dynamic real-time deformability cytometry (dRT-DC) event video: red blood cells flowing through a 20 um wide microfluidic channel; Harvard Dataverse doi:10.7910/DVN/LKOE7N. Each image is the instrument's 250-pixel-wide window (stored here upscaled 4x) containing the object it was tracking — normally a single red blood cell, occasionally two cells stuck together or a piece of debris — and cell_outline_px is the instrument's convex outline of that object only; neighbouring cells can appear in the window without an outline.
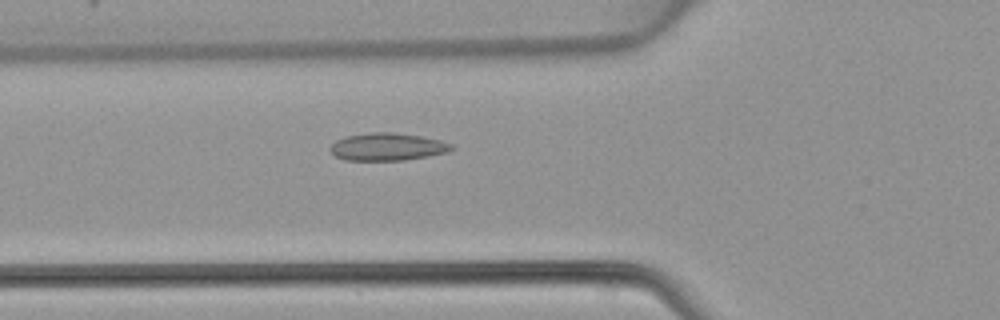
{"species": "common noctule bat (a hibernating species)", "species_latin": "Nyctalus noctula", "temperature_condition": "warm", "stored_images_in_passage": 48, "camera_frame_rate_fps": 3000, "um_per_image_px": 0.085, "animal": {"sex": "female", "body_mass_g": 22.7, "forearm_length_mm": 54.2}, "frame": {"image": 1, "passage_image": 18, "time_ms": 5.667, "image_size_px": [1000, 320], "cell_outline_px": [[456, 148], [448, 152], [428, 156], [404, 160], [344, 160], [336, 156], [328, 148], [336, 140], [348, 136], [372, 132], [392, 132], [420, 136], [440, 140], [452, 144]], "centroid_in_image_um": [32.95, 12.48], "position_along_channel_um": 92.8, "area_um2": 19.42}}
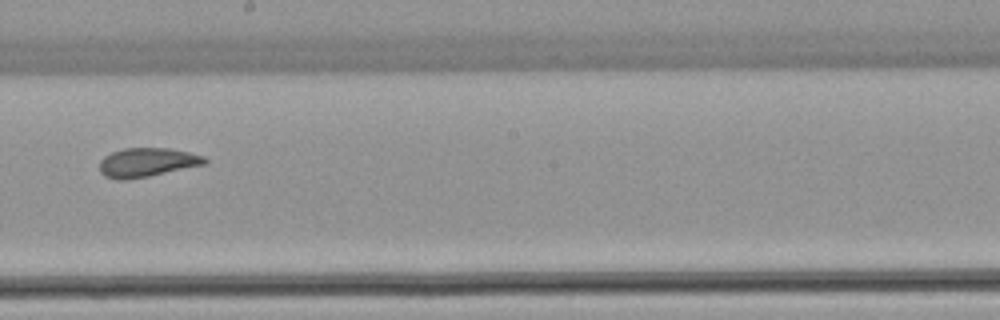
{"frame": {"image": 2, "passage_image": 28, "time_ms": 9.0, "image_size_px": [1000, 320], "cell_outline_px": [[208, 164], [148, 176], [124, 180], [116, 180], [104, 176], [100, 172], [100, 160], [104, 156], [112, 152], [124, 148], [168, 148], [188, 152], [204, 156], [208, 160]], "centroid_in_image_um": [12.5, 13.8], "position_along_channel_um": 235.7, "area_um2": 17.86}}
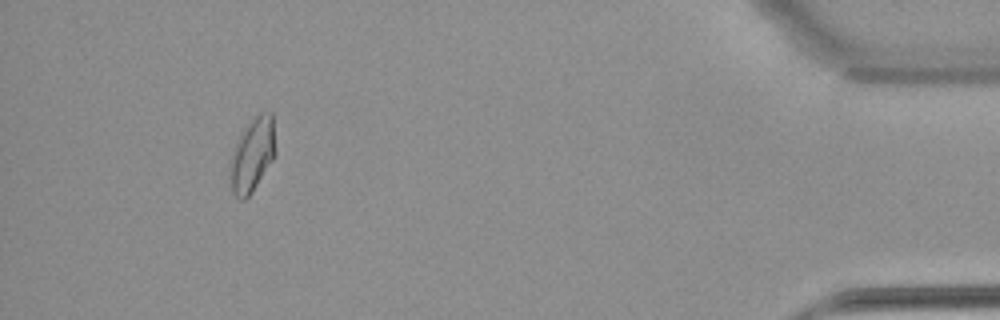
{"frame": {"image": 3, "passage_image": 45, "time_ms": 14.667, "image_size_px": [1000, 320], "cell_outline_px": [[276, 156], [252, 192], [244, 200], [240, 200], [232, 192], [228, 176], [228, 164], [236, 140], [240, 132], [260, 112], [272, 112], [276, 152]], "centroid_in_image_um": [21.42, 13.18], "position_along_channel_um": 413.8, "area_um2": 20.06}}